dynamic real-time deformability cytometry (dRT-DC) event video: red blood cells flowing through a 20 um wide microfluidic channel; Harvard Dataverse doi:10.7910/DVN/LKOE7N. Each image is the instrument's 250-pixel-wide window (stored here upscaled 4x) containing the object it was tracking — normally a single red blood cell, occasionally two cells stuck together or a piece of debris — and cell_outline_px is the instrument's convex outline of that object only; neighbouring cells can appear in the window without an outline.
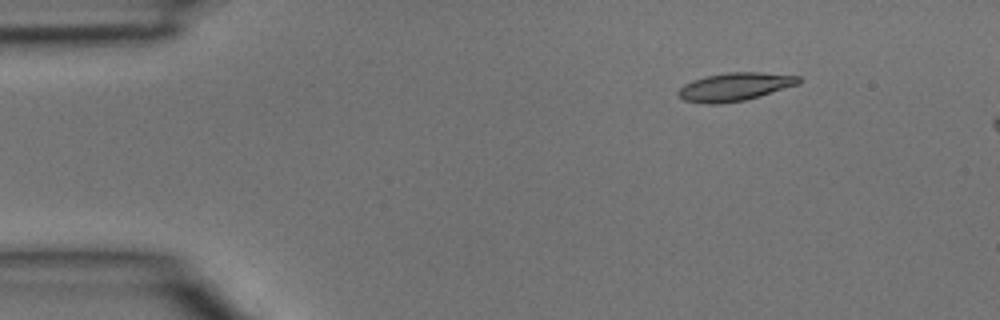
{"species": "common noctule bat (a hibernating species)", "species_latin": "Nyctalus noctula", "temperature_condition": "room temperature", "stored_images_in_passage": 4, "camera_frame_rate_fps": 3000, "um_per_image_px": 0.085, "animal": {"sex": "male", "body_mass_g": 15.6}, "frame": {"image": 1, "passage_image": 2, "time_ms": 0.333, "image_size_px": [1000, 320], "cell_outline_px": [[800, 84], [760, 96], [744, 100], [720, 104], [708, 104], [684, 100], [676, 92], [684, 84], [692, 80], [708, 76], [728, 72], [760, 72], [800, 76]], "centroid_in_image_um": [62.47, 7.38], "position_along_channel_um": 22.5, "area_um2": 19.71}}